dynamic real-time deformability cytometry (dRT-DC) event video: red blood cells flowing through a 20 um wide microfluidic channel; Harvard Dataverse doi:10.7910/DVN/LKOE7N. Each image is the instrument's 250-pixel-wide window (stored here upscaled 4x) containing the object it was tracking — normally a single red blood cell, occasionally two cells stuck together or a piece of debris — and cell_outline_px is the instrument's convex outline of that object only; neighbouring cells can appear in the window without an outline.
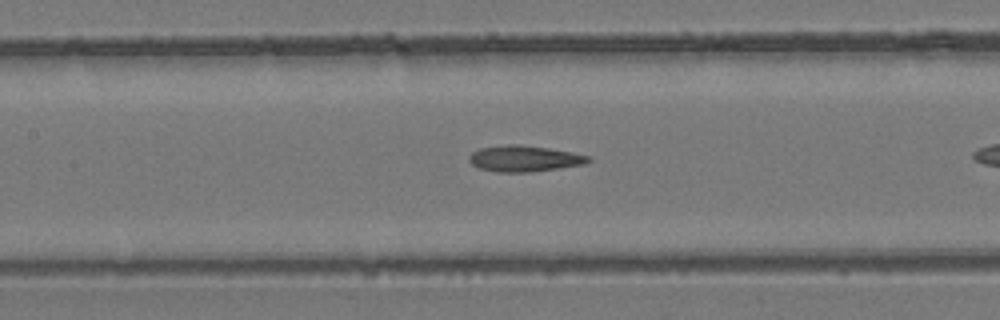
{"species": "common noctule bat (a hibernating species)", "species_latin": "Nyctalus noctula", "temperature_condition": "room temperature", "stored_images_in_passage": 19, "camera_frame_rate_fps": 3000, "um_per_image_px": 0.085, "animal": {"sex": "female", "body_mass_g": 24.6, "forearm_length_mm": 56.2}, "frame": {"image": 1, "passage_image": 9, "time_ms": 2.667, "image_size_px": [1000, 320], "cell_outline_px": [[592, 160], [584, 164], [528, 172], [496, 172], [480, 168], [472, 164], [468, 160], [468, 156], [472, 152], [480, 148], [508, 144], [520, 144], [548, 148], [572, 152], [592, 156]], "centroid_in_image_um": [44.56, 13.47], "position_along_channel_um": 162.8, "area_um2": 18.09}}